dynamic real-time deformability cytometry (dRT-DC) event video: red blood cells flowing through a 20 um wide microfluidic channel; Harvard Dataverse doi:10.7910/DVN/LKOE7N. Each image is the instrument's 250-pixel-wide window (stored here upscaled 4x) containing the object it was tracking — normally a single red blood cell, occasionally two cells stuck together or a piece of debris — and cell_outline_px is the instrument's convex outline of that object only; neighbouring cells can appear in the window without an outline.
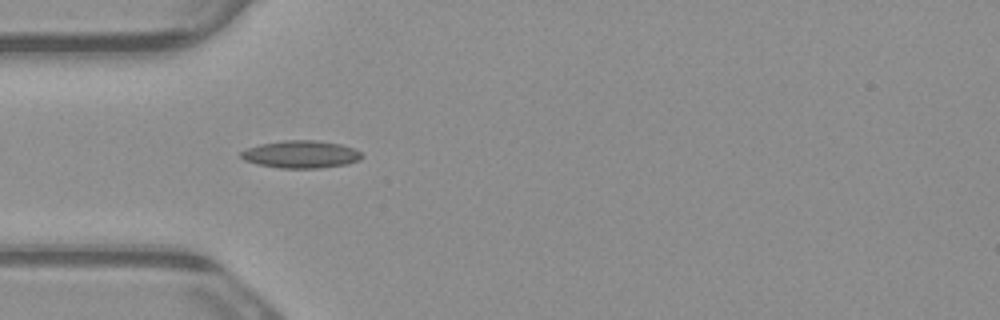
{"species": "common noctule bat (a hibernating species)", "species_latin": "Nyctalus noctula", "temperature_condition": "warm", "stored_images_in_passage": 2, "camera_frame_rate_fps": 3000, "um_per_image_px": 0.085, "animal": {"sex": "male", "body_mass_g": 23.1, "forearm_length_mm": 52.7}, "frame": {"image": 1, "passage_image": 2, "time_ms": 0.333, "image_size_px": [1000, 320], "cell_outline_px": [[364, 156], [360, 160], [348, 164], [320, 168], [280, 168], [256, 164], [244, 160], [240, 156], [240, 152], [248, 148], [260, 144], [284, 140], [312, 140], [340, 144], [352, 148], [360, 152]], "centroid_in_image_um": [25.58, 13.13], "position_along_channel_um": 59.4, "area_um2": 19.36}}